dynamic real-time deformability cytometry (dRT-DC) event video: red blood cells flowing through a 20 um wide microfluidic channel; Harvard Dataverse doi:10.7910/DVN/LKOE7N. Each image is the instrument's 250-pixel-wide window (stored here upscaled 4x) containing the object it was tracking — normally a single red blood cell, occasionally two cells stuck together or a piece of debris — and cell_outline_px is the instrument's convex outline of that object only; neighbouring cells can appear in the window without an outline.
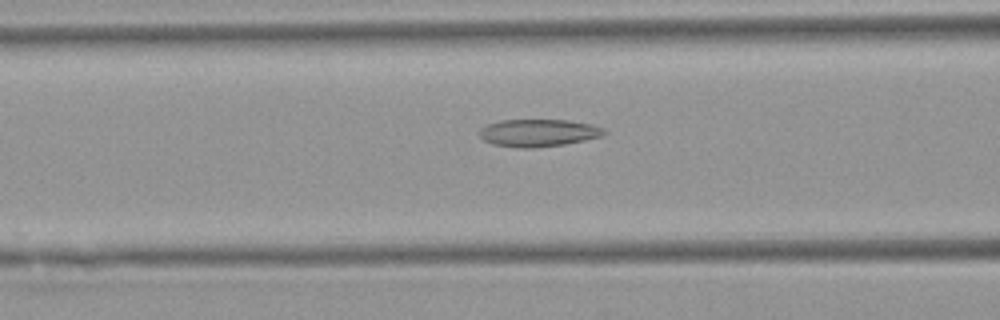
{"species": "Egyptian fruit bat (a non-hibernating species)", "species_latin": "Rousettus aegyptiacus", "temperature_condition": "warm", "stored_images_in_passage": 36, "camera_frame_rate_fps": 3000, "um_per_image_px": 0.085, "animal": {"sex": "female"}, "frame": {"image": 1, "passage_image": 12, "time_ms": 3.667, "image_size_px": [1000, 320], "cell_outline_px": [[608, 132], [600, 136], [584, 140], [564, 144], [532, 148], [520, 148], [492, 144], [484, 140], [480, 136], [480, 128], [488, 124], [500, 120], [568, 120], [592, 124], [604, 128]], "centroid_in_image_um": [45.76, 11.29], "position_along_channel_um": 120.8, "area_um2": 19.88}}
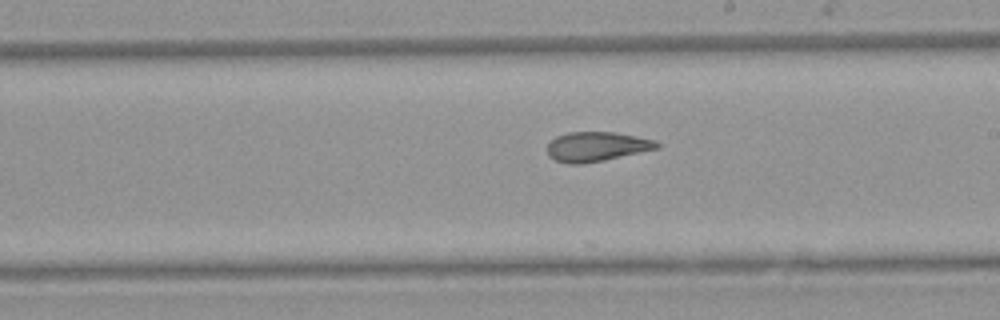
{"frame": {"image": 2, "passage_image": 21, "time_ms": 6.667, "image_size_px": [1000, 320], "cell_outline_px": [[660, 148], [604, 160], [580, 164], [568, 164], [556, 160], [548, 156], [548, 144], [556, 136], [568, 132], [616, 132], [656, 140], [660, 144]], "centroid_in_image_um": [50.73, 12.46], "position_along_channel_um": 238.3, "area_um2": 18.9}}
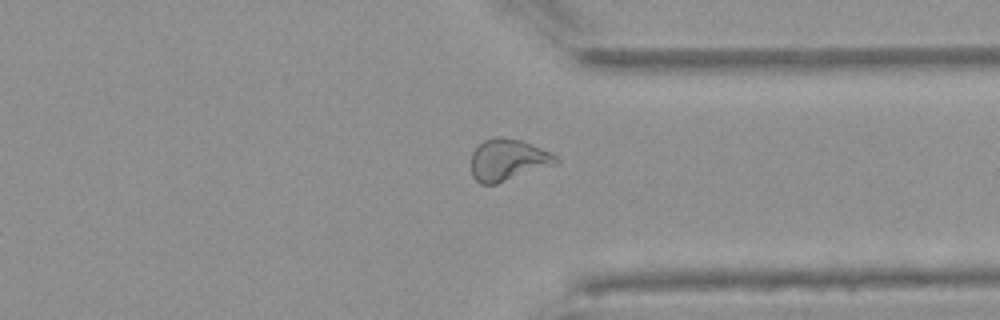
{"frame": {"image": 3, "passage_image": 31, "time_ms": 10.0, "image_size_px": [1000, 320], "cell_outline_px": [[560, 160], [556, 164], [496, 184], [480, 184], [472, 176], [472, 152], [484, 140], [492, 136], [500, 136], [520, 140], [552, 152]], "centroid_in_image_um": [43.17, 13.58], "position_along_channel_um": 368.2, "area_um2": 20.58}, "authors_computed_cell_mechanics": {"area_um2": 19.9988, "velocity_mm_per_s": 3.9276, "shape_relaxation_time_tau1_ms": null, "shape_relaxation_time_tau2_ms": 3.0369, "deformation_change_tau1": null, "deformation_change_tau2": 0.0991}}